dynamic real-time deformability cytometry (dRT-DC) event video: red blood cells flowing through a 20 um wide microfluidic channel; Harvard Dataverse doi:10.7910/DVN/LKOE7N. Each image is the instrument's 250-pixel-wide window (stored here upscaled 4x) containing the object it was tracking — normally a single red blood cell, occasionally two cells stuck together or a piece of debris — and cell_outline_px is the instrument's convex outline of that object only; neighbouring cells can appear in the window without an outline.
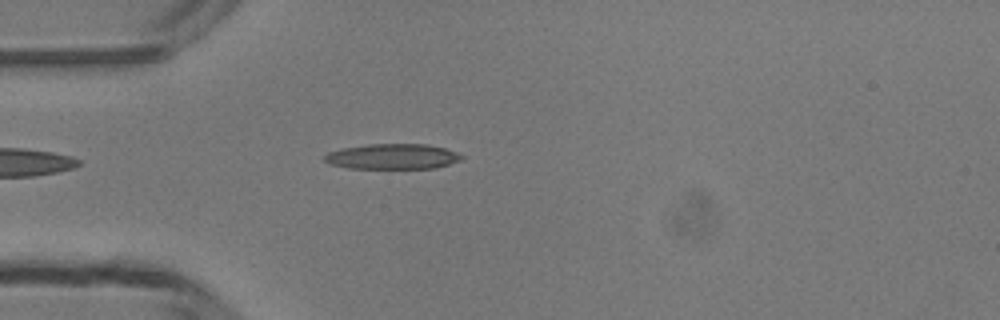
{"species": "common noctule bat (a hibernating species)", "species_latin": "Nyctalus noctula", "temperature_condition": "room temperature", "stored_images_in_passage": 32, "camera_frame_rate_fps": 3000, "um_per_image_px": 0.085, "animal": {"sex": "male", "body_mass_g": 13.3}, "frame": {"image": 1, "passage_image": 1, "time_ms": 0.0, "image_size_px": [1000, 320], "cell_outline_px": [[464, 156], [460, 160], [436, 168], [348, 168], [328, 164], [324, 160], [324, 156], [328, 152], [344, 148], [368, 144], [428, 144], [444, 148], [456, 152]], "centroid_in_image_um": [33.35, 13.3], "position_along_channel_um": 51.7, "area_um2": 20.17}}
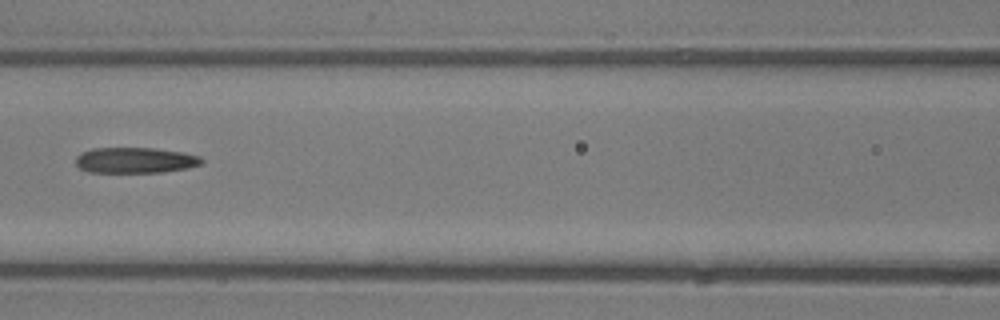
{"frame": {"image": 2, "passage_image": 9, "time_ms": 2.667, "image_size_px": [1000, 320], "cell_outline_px": [[204, 164], [188, 168], [164, 172], [88, 172], [80, 168], [76, 164], [76, 156], [80, 152], [92, 148], [156, 148], [184, 152], [200, 156], [204, 160]], "centroid_in_image_um": [11.53, 13.61], "position_along_channel_um": 155.1, "area_um2": 19.13}}
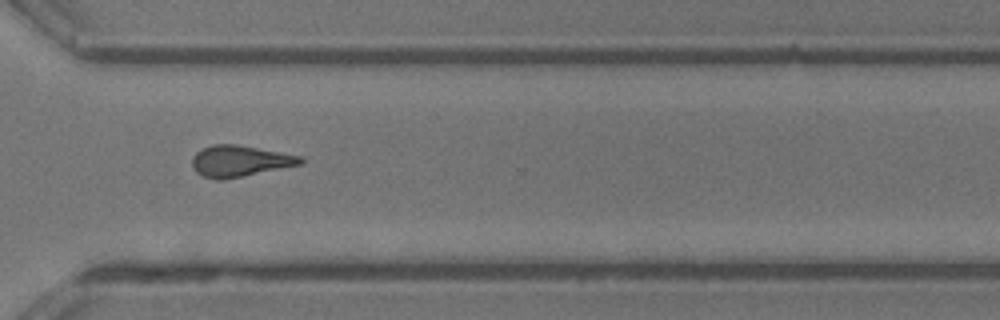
{"frame": {"image": 3, "passage_image": 23, "time_ms": 7.333, "image_size_px": [1000, 320], "cell_outline_px": [[304, 164], [224, 180], [216, 180], [204, 176], [196, 172], [192, 168], [192, 156], [196, 152], [212, 144], [236, 144], [304, 156]], "centroid_in_image_um": [20.41, 13.69], "position_along_channel_um": 350.2, "area_um2": 20.0}, "authors_computed_cell_mechanics": {"area_um2": 19.3052, "velocity_mm_per_s": 4.1937, "shape_relaxation_time_tau1_ms": 9.7933, "shape_relaxation_time_tau2_ms": null, "deformation_change_tau1": 0.2765, "deformation_change_tau2": null}}